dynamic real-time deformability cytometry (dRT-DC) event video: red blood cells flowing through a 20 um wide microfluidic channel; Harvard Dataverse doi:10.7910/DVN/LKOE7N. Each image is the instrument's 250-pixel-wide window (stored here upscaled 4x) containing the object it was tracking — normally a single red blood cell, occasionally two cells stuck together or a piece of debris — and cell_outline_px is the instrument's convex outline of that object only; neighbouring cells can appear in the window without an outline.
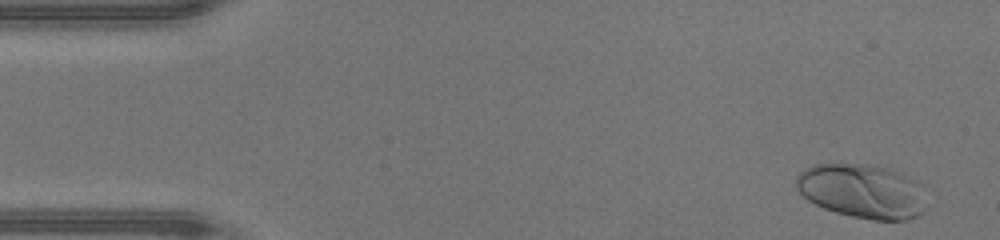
{"species": "human", "species_latin": "Homo sapiens", "temperature_condition": "warm", "stored_images_in_passage": 43, "camera_frame_rate_fps": 3000, "um_per_image_px": 0.085, "donor": {"sex": "male"}, "frame": {"image": 1, "passage_image": 2, "time_ms": 0.333, "image_size_px": [1000, 240], "cell_outline_px": [[924, 212], [916, 216], [904, 220], [872, 220], [852, 216], [836, 212], [824, 208], [808, 200], [796, 188], [796, 176], [804, 168], [816, 164], [868, 164], [888, 168], [900, 172], [920, 184], [924, 208]], "centroid_in_image_um": [73.25, 16.24], "position_along_channel_um": 11.7, "area_um2": 40.92}}
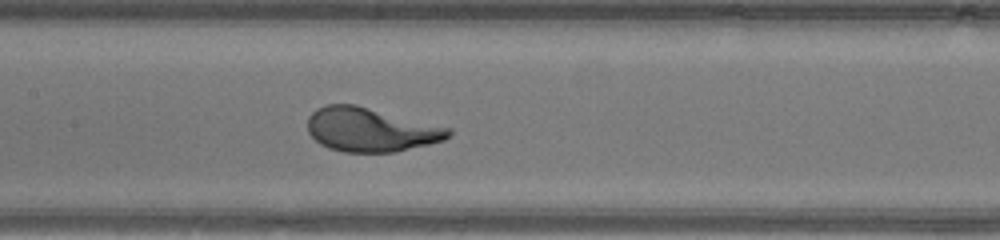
{"frame": {"image": 2, "passage_image": 22, "time_ms": 7.0, "image_size_px": [1000, 240], "cell_outline_px": [[452, 132], [444, 140], [396, 152], [344, 152], [328, 148], [320, 144], [308, 132], [308, 116], [316, 108], [324, 104], [356, 104], [452, 128]], "centroid_in_image_um": [31.49, 11.01], "position_along_channel_um": 175.9, "area_um2": 36.24}}
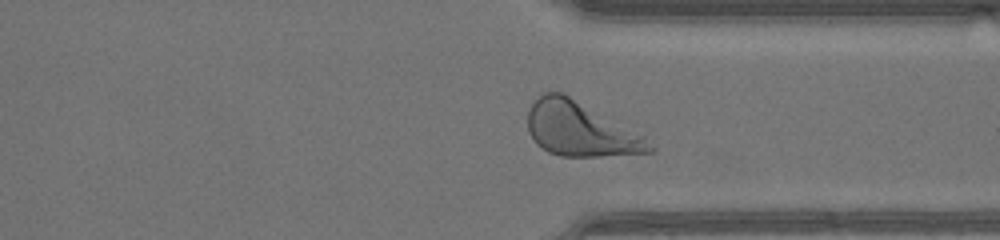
{"frame": {"image": 3, "passage_image": 35, "time_ms": 11.333, "image_size_px": [1000, 240], "cell_outline_px": [[656, 152], [600, 156], [560, 156], [548, 152], [540, 148], [536, 144], [528, 132], [528, 112], [532, 104], [544, 92], [560, 92], [568, 96], [644, 136], [656, 148]], "centroid_in_image_um": [49.31, 11.02], "position_along_channel_um": 362.1, "area_um2": 37.92}}